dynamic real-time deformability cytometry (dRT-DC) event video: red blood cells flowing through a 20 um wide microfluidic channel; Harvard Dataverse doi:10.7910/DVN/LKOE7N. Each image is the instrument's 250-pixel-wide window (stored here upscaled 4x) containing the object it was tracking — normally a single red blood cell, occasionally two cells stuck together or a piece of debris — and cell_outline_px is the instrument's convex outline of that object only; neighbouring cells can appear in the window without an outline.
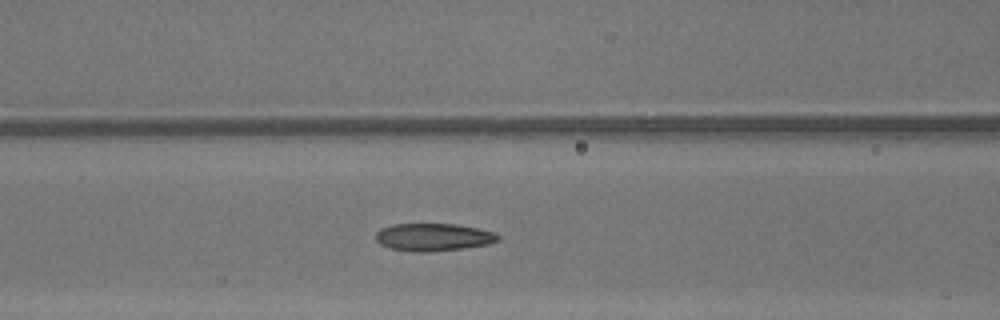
{"species": "common noctule bat (a hibernating species)", "species_latin": "Nyctalus noctula", "temperature_condition": "warm", "stored_images_in_passage": 28, "camera_frame_rate_fps": 3000, "um_per_image_px": 0.085, "animal": {"sex": "male", "body_mass_g": 13.3}, "frame": {"image": 1, "passage_image": 5, "time_ms": 1.333, "image_size_px": [1000, 320], "cell_outline_px": [[500, 240], [488, 244], [460, 248], [428, 252], [416, 252], [388, 248], [380, 244], [376, 240], [376, 232], [380, 228], [392, 224], [456, 224], [496, 232], [500, 236]], "centroid_in_image_um": [36.82, 20.15], "position_along_channel_um": 129.8, "area_um2": 19.71}}
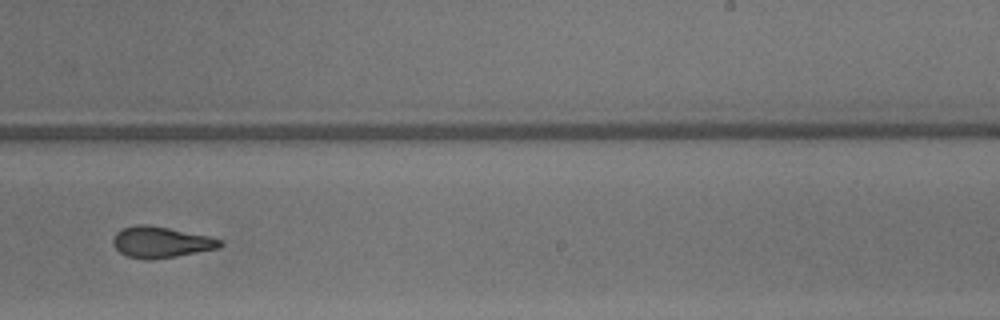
{"frame": {"image": 2, "passage_image": 15, "time_ms": 4.667, "image_size_px": [1000, 320], "cell_outline_px": [[224, 244], [220, 248], [176, 256], [152, 260], [144, 260], [128, 256], [120, 252], [112, 244], [112, 240], [116, 232], [124, 228], [136, 224], [148, 224], [208, 236], [224, 240]], "centroid_in_image_um": [13.69, 20.59], "position_along_channel_um": 275.3, "area_um2": 19.48}}
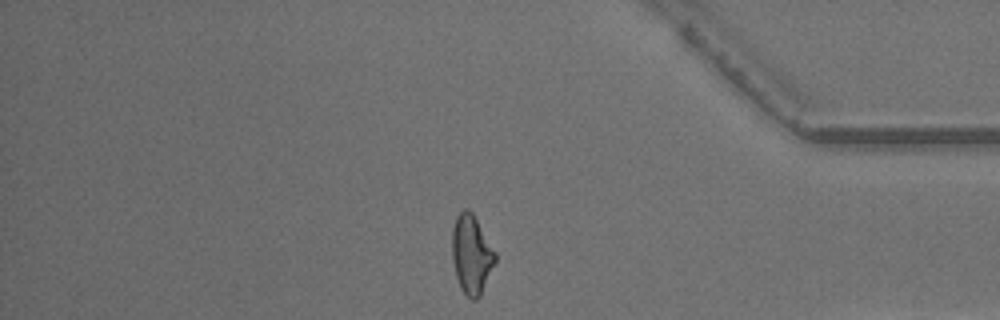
{"frame": {"image": 3, "passage_image": 25, "time_ms": 8.0, "image_size_px": [1000, 320], "cell_outline_px": [[496, 260], [480, 296], [476, 300], [472, 300], [460, 288], [456, 276], [452, 260], [452, 228], [456, 216], [464, 208], [468, 208], [472, 212], [496, 252]], "centroid_in_image_um": [40.06, 21.61], "position_along_channel_um": 395.1, "area_um2": 19.83}, "authors_computed_cell_mechanics": {"area_um2": 19.4786, "velocity_mm_per_s": 4.37, "shape_relaxation_time_tau1_ms": 4.5624, "shape_relaxation_time_tau2_ms": 1.7284, "deformation_change_tau1": 0.1837, "deformation_change_tau2": 0.1048}}